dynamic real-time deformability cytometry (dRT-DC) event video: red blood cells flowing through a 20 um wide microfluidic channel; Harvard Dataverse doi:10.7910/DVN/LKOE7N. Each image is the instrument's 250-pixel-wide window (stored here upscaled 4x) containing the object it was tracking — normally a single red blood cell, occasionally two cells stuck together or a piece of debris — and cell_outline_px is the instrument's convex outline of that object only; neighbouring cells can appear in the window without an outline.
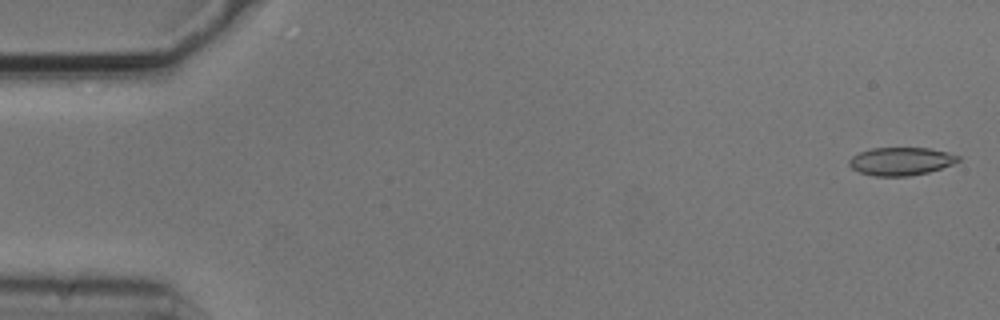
{"species": "common noctule bat (a hibernating species)", "species_latin": "Nyctalus noctula", "temperature_condition": "cold", "stored_images_in_passage": 55, "camera_frame_rate_fps": 3000, "um_per_image_px": 0.085, "animal": {"sex": "male", "body_mass_g": 20.5, "forearm_length_mm": 52.5}, "frame": {"image": 1, "passage_image": 2, "time_ms": 0.333, "image_size_px": [1000, 320], "cell_outline_px": [[960, 160], [952, 164], [928, 172], [908, 176], [872, 176], [860, 172], [852, 168], [848, 164], [848, 160], [852, 156], [860, 152], [872, 148], [928, 148], [948, 152], [960, 156]], "centroid_in_image_um": [76.56, 13.71], "position_along_channel_um": 8.4, "area_um2": 17.74}}
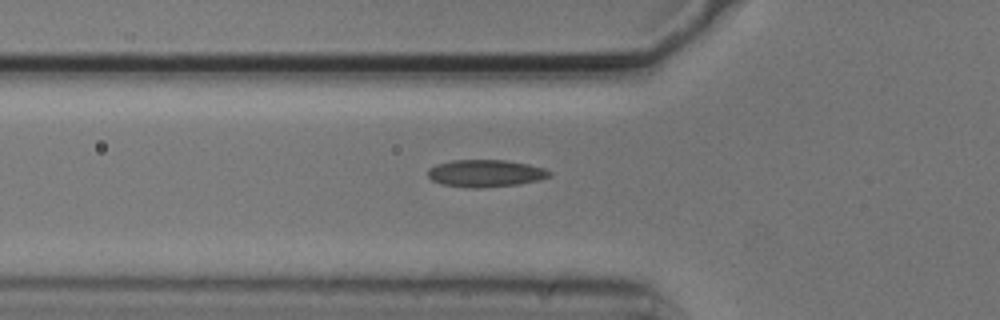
{"frame": {"image": 2, "passage_image": 19, "time_ms": 6.0, "image_size_px": [1000, 320], "cell_outline_px": [[552, 176], [540, 180], [520, 184], [480, 188], [468, 188], [440, 184], [432, 180], [428, 176], [428, 168], [436, 164], [452, 160], [504, 160], [528, 164], [544, 168], [552, 172]], "centroid_in_image_um": [41.27, 14.74], "position_along_channel_um": 84.5, "area_um2": 19.54}}
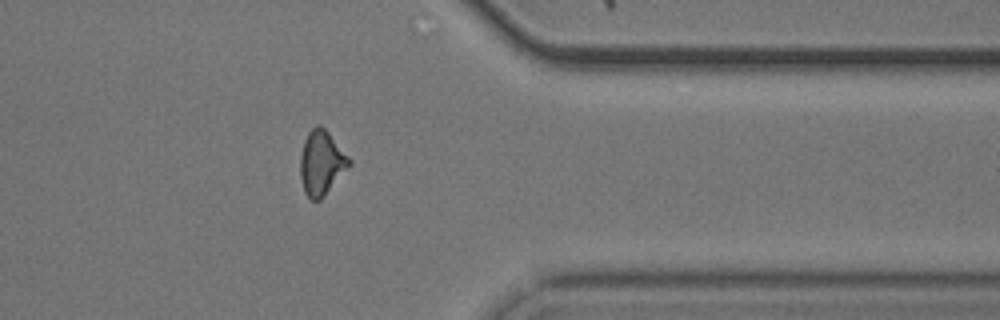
{"frame": {"image": 3, "passage_image": 44, "time_ms": 14.333, "image_size_px": [1000, 320], "cell_outline_px": [[352, 164], [320, 200], [312, 200], [304, 192], [300, 176], [300, 156], [304, 140], [308, 132], [316, 124], [320, 124], [328, 132], [352, 160]], "centroid_in_image_um": [27.32, 13.83], "position_along_channel_um": 384.1, "area_um2": 18.38}, "authors_computed_cell_mechanics": {"area_um2": 17.8602, "velocity_mm_per_s": 3.7217, "shape_relaxation_time_tau1_ms": null, "shape_relaxation_time_tau2_ms": 2.8884, "deformation_change_tau1": null, "deformation_change_tau2": 0.1119}}